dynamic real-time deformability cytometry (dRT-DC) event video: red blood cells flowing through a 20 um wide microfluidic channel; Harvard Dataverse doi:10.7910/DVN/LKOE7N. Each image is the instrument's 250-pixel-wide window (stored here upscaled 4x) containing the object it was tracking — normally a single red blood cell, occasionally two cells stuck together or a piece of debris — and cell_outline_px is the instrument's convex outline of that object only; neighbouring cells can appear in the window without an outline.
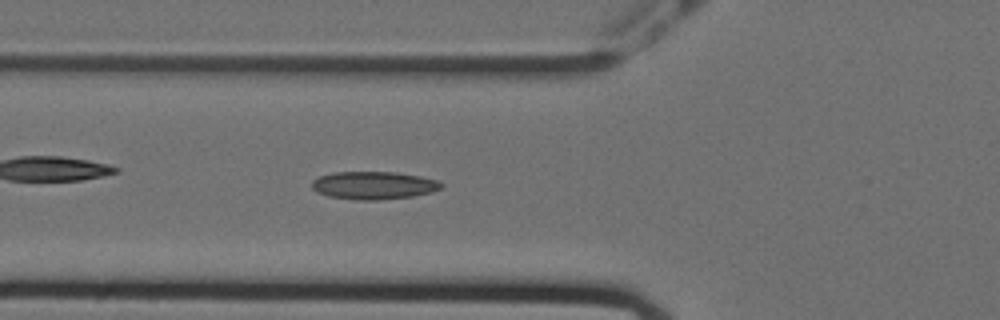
{"species": "Egyptian fruit bat (a non-hibernating species)", "species_latin": "Rousettus aegyptiacus", "temperature_condition": "cold", "stored_images_in_passage": 37, "camera_frame_rate_fps": 3000, "um_per_image_px": 0.085, "animal": {"sex": "female"}, "frame": {"image": 1, "passage_image": 6, "time_ms": 1.667, "image_size_px": [1000, 320], "cell_outline_px": [[444, 188], [432, 192], [412, 196], [380, 200], [356, 200], [328, 196], [316, 192], [312, 188], [312, 180], [320, 176], [332, 172], [396, 172], [420, 176], [436, 180], [444, 184]], "centroid_in_image_um": [31.77, 15.76], "position_along_channel_um": 94.0, "area_um2": 21.15}}
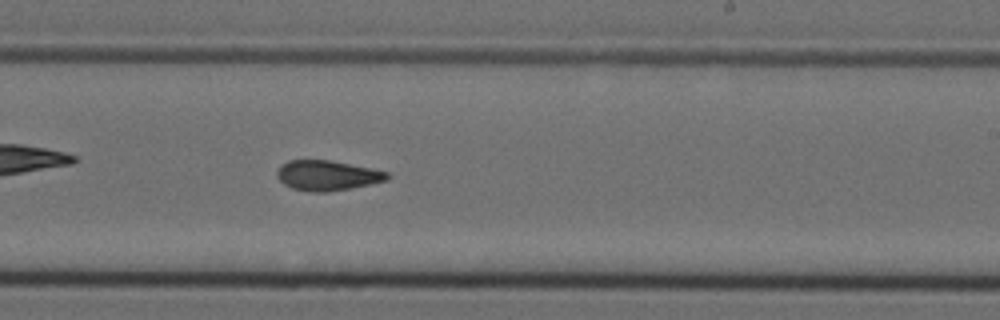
{"frame": {"image": 2, "passage_image": 20, "time_ms": 6.333, "image_size_px": [1000, 320], "cell_outline_px": [[388, 180], [372, 184], [328, 192], [312, 192], [292, 188], [284, 184], [276, 176], [276, 172], [280, 164], [288, 160], [332, 160], [372, 168], [388, 172]], "centroid_in_image_um": [27.8, 14.9], "position_along_channel_um": 261.2, "area_um2": 19.48}}
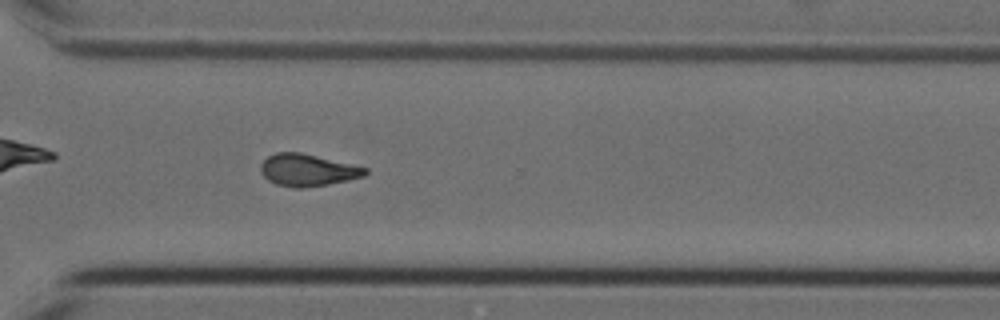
{"frame": {"image": 3, "passage_image": 27, "time_ms": 8.667, "image_size_px": [1000, 320], "cell_outline_px": [[368, 172], [364, 176], [348, 180], [328, 184], [304, 188], [296, 188], [276, 184], [268, 180], [260, 172], [260, 164], [268, 156], [276, 152], [300, 152], [368, 168]], "centroid_in_image_um": [26.12, 14.46], "position_along_channel_um": 344.5, "area_um2": 19.48}, "authors_computed_cell_mechanics": {"area_um2": 19.4786, "velocity_mm_per_s": 3.5741, "shape_relaxation_time_tau1_ms": null, "shape_relaxation_time_tau2_ms": 4.8919, "deformation_change_tau1": null, "deformation_change_tau2": 0.1182}}